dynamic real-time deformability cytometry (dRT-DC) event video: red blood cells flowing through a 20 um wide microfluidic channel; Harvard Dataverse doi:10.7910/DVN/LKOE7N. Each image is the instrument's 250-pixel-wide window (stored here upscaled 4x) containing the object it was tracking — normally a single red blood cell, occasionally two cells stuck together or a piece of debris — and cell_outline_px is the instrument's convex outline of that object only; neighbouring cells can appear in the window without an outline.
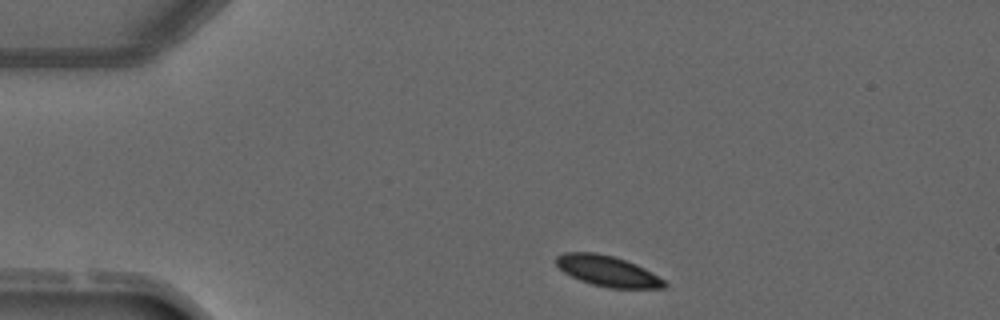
{"species": "common noctule bat (a hibernating species)", "species_latin": "Nyctalus noctula", "temperature_condition": "warm", "stored_images_in_passage": 2, "camera_frame_rate_fps": 3000, "um_per_image_px": 0.085, "animal": {"sex": "male", "forearm_length_mm": 52.5}, "frame": {"image": 1, "passage_image": 1, "time_ms": 0.0, "image_size_px": [1000, 320], "cell_outline_px": [[668, 284], [664, 288], [608, 288], [592, 284], [580, 280], [564, 272], [556, 264], [556, 256], [564, 252], [596, 252], [612, 256], [636, 264], [652, 272], [664, 280]], "centroid_in_image_um": [51.65, 23.04], "position_along_channel_um": 33.4, "area_um2": 19.25}}